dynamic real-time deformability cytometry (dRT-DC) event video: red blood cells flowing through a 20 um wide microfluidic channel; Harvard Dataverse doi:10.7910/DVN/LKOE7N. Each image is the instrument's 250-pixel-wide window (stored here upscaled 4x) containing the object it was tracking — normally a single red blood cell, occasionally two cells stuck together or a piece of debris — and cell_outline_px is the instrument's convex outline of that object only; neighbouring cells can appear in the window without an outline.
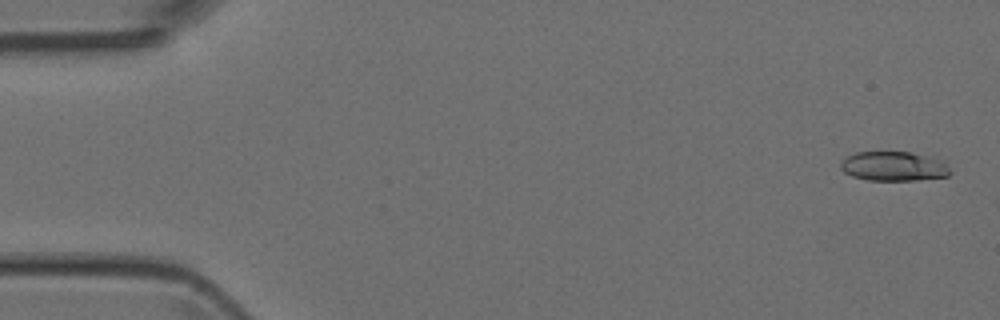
{"species": "Egyptian fruit bat (a non-hibernating species)", "species_latin": "Rousettus aegyptiacus", "temperature_condition": "room temperature", "stored_images_in_passage": 3, "camera_frame_rate_fps": 3000, "um_per_image_px": 0.085, "animal": {"sex": "female"}, "frame": {"image": 1, "passage_image": 1, "time_ms": 0.0, "image_size_px": [1000, 320], "cell_outline_px": [[952, 172], [948, 176], [916, 180], [868, 180], [852, 176], [844, 172], [840, 168], [840, 164], [848, 156], [856, 152], [908, 152], [924, 156], [936, 160], [944, 164]], "centroid_in_image_um": [75.91, 14.15], "position_along_channel_um": 9.1, "area_um2": 18.32}}